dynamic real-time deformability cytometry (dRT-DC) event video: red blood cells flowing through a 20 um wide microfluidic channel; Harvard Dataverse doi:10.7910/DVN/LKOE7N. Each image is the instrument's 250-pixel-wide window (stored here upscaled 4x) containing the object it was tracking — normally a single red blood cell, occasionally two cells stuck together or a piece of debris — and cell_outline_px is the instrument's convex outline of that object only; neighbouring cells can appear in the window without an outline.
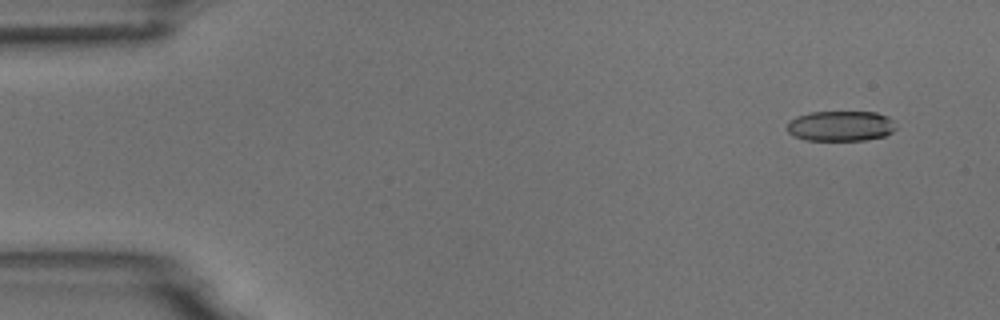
{"species": "common noctule bat (a hibernating species)", "species_latin": "Nyctalus noctula", "temperature_condition": "room temperature", "stored_images_in_passage": 5, "camera_frame_rate_fps": 3000, "um_per_image_px": 0.085, "animal": {"sex": "male", "body_mass_g": 18.8}, "frame": {"image": 1, "passage_image": 1, "time_ms": 0.0, "image_size_px": [1000, 320], "cell_outline_px": [[896, 128], [892, 132], [884, 136], [864, 140], [804, 140], [792, 136], [788, 132], [788, 120], [796, 116], [812, 112], [876, 112], [888, 116], [892, 120]], "centroid_in_image_um": [71.43, 10.71], "position_along_channel_um": 13.6, "area_um2": 19.31}}
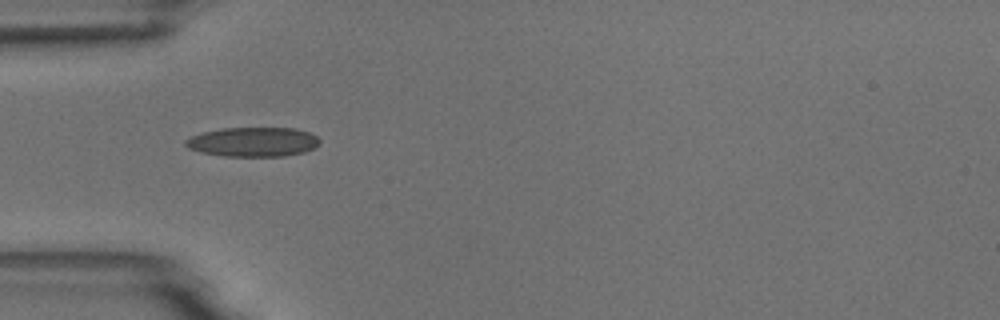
{"frame": {"image": 2, "passage_image": 4, "time_ms": 4.333, "image_size_px": [1000, 320], "cell_outline_px": [[320, 144], [304, 152], [284, 156], [224, 156], [200, 152], [188, 148], [184, 144], [184, 140], [192, 136], [204, 132], [220, 128], [296, 128], [308, 132], [316, 136], [320, 140]], "centroid_in_image_um": [21.5, 12.06], "position_along_channel_um": 63.5, "area_um2": 23.0}}